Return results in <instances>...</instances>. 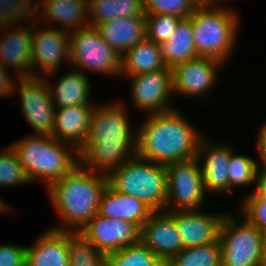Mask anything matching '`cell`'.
Wrapping results in <instances>:
<instances>
[{"label": "cell", "instance_id": "obj_1", "mask_svg": "<svg viewBox=\"0 0 266 266\" xmlns=\"http://www.w3.org/2000/svg\"><path fill=\"white\" fill-rule=\"evenodd\" d=\"M136 145L137 131L132 132L126 107L119 102L95 104L86 139L77 150L79 163L108 175L136 155Z\"/></svg>", "mask_w": 266, "mask_h": 266}, {"label": "cell", "instance_id": "obj_2", "mask_svg": "<svg viewBox=\"0 0 266 266\" xmlns=\"http://www.w3.org/2000/svg\"><path fill=\"white\" fill-rule=\"evenodd\" d=\"M147 117L137 129V156L165 166L197 157L203 135L181 111L175 108Z\"/></svg>", "mask_w": 266, "mask_h": 266}, {"label": "cell", "instance_id": "obj_3", "mask_svg": "<svg viewBox=\"0 0 266 266\" xmlns=\"http://www.w3.org/2000/svg\"><path fill=\"white\" fill-rule=\"evenodd\" d=\"M107 184L106 174L97 175L80 163L63 178L51 183L46 192L64 222V226H53L51 229L79 233L97 214L100 197Z\"/></svg>", "mask_w": 266, "mask_h": 266}, {"label": "cell", "instance_id": "obj_4", "mask_svg": "<svg viewBox=\"0 0 266 266\" xmlns=\"http://www.w3.org/2000/svg\"><path fill=\"white\" fill-rule=\"evenodd\" d=\"M66 145L68 143L61 142L50 135L31 134L10 146L24 166L30 182L42 180L47 188L79 164L77 150L72 145L70 147Z\"/></svg>", "mask_w": 266, "mask_h": 266}, {"label": "cell", "instance_id": "obj_5", "mask_svg": "<svg viewBox=\"0 0 266 266\" xmlns=\"http://www.w3.org/2000/svg\"><path fill=\"white\" fill-rule=\"evenodd\" d=\"M188 18L192 24L197 55L226 63L236 46L239 14L220 5L199 4Z\"/></svg>", "mask_w": 266, "mask_h": 266}, {"label": "cell", "instance_id": "obj_6", "mask_svg": "<svg viewBox=\"0 0 266 266\" xmlns=\"http://www.w3.org/2000/svg\"><path fill=\"white\" fill-rule=\"evenodd\" d=\"M108 184L117 192L133 196L153 211L165 210L167 171L165 165L135 155L108 175Z\"/></svg>", "mask_w": 266, "mask_h": 266}, {"label": "cell", "instance_id": "obj_7", "mask_svg": "<svg viewBox=\"0 0 266 266\" xmlns=\"http://www.w3.org/2000/svg\"><path fill=\"white\" fill-rule=\"evenodd\" d=\"M226 213L219 228L221 266H259L265 235L245 218Z\"/></svg>", "mask_w": 266, "mask_h": 266}, {"label": "cell", "instance_id": "obj_8", "mask_svg": "<svg viewBox=\"0 0 266 266\" xmlns=\"http://www.w3.org/2000/svg\"><path fill=\"white\" fill-rule=\"evenodd\" d=\"M70 62L81 72L88 69L111 76L121 73V55L92 26L70 33Z\"/></svg>", "mask_w": 266, "mask_h": 266}, {"label": "cell", "instance_id": "obj_9", "mask_svg": "<svg viewBox=\"0 0 266 266\" xmlns=\"http://www.w3.org/2000/svg\"><path fill=\"white\" fill-rule=\"evenodd\" d=\"M199 164L200 161L195 157L165 166L167 171L166 211L201 209L200 206L205 202L204 197H206L207 193L204 189L202 171Z\"/></svg>", "mask_w": 266, "mask_h": 266}, {"label": "cell", "instance_id": "obj_10", "mask_svg": "<svg viewBox=\"0 0 266 266\" xmlns=\"http://www.w3.org/2000/svg\"><path fill=\"white\" fill-rule=\"evenodd\" d=\"M17 80L14 95L18 92L21 98L25 120L36 132L34 134L50 135L54 127L56 107L44 77H23Z\"/></svg>", "mask_w": 266, "mask_h": 266}, {"label": "cell", "instance_id": "obj_11", "mask_svg": "<svg viewBox=\"0 0 266 266\" xmlns=\"http://www.w3.org/2000/svg\"><path fill=\"white\" fill-rule=\"evenodd\" d=\"M39 23L36 19L32 21L31 77H53L62 61L70 62V32L60 27L35 30ZM35 68H40L44 75L34 73Z\"/></svg>", "mask_w": 266, "mask_h": 266}, {"label": "cell", "instance_id": "obj_12", "mask_svg": "<svg viewBox=\"0 0 266 266\" xmlns=\"http://www.w3.org/2000/svg\"><path fill=\"white\" fill-rule=\"evenodd\" d=\"M132 80V102L146 115L164 113L175 109L169 102L172 88V71L170 68L155 70L144 74H136Z\"/></svg>", "mask_w": 266, "mask_h": 266}, {"label": "cell", "instance_id": "obj_13", "mask_svg": "<svg viewBox=\"0 0 266 266\" xmlns=\"http://www.w3.org/2000/svg\"><path fill=\"white\" fill-rule=\"evenodd\" d=\"M140 232L135 223L96 214L79 234L106 256L139 242Z\"/></svg>", "mask_w": 266, "mask_h": 266}, {"label": "cell", "instance_id": "obj_14", "mask_svg": "<svg viewBox=\"0 0 266 266\" xmlns=\"http://www.w3.org/2000/svg\"><path fill=\"white\" fill-rule=\"evenodd\" d=\"M223 63L210 57H196L171 69L173 93L187 97L203 96L216 84Z\"/></svg>", "mask_w": 266, "mask_h": 266}, {"label": "cell", "instance_id": "obj_15", "mask_svg": "<svg viewBox=\"0 0 266 266\" xmlns=\"http://www.w3.org/2000/svg\"><path fill=\"white\" fill-rule=\"evenodd\" d=\"M140 240L158 258L172 259L183 249L175 217L166 210L153 211L141 227Z\"/></svg>", "mask_w": 266, "mask_h": 266}, {"label": "cell", "instance_id": "obj_16", "mask_svg": "<svg viewBox=\"0 0 266 266\" xmlns=\"http://www.w3.org/2000/svg\"><path fill=\"white\" fill-rule=\"evenodd\" d=\"M210 142L204 135L200 140L197 152L200 162L203 158L201 171L205 192L228 194L230 193L229 159L234 148L222 142Z\"/></svg>", "mask_w": 266, "mask_h": 266}, {"label": "cell", "instance_id": "obj_17", "mask_svg": "<svg viewBox=\"0 0 266 266\" xmlns=\"http://www.w3.org/2000/svg\"><path fill=\"white\" fill-rule=\"evenodd\" d=\"M25 23L0 27L1 32L7 31L0 37V64L18 72V78L31 77L32 23Z\"/></svg>", "mask_w": 266, "mask_h": 266}, {"label": "cell", "instance_id": "obj_18", "mask_svg": "<svg viewBox=\"0 0 266 266\" xmlns=\"http://www.w3.org/2000/svg\"><path fill=\"white\" fill-rule=\"evenodd\" d=\"M183 248L207 245L219 238V228L225 214H206L201 210L173 211Z\"/></svg>", "mask_w": 266, "mask_h": 266}, {"label": "cell", "instance_id": "obj_19", "mask_svg": "<svg viewBox=\"0 0 266 266\" xmlns=\"http://www.w3.org/2000/svg\"><path fill=\"white\" fill-rule=\"evenodd\" d=\"M153 210L143 201L114 190L109 184L104 188L97 214L109 218L130 221L140 229Z\"/></svg>", "mask_w": 266, "mask_h": 266}, {"label": "cell", "instance_id": "obj_20", "mask_svg": "<svg viewBox=\"0 0 266 266\" xmlns=\"http://www.w3.org/2000/svg\"><path fill=\"white\" fill-rule=\"evenodd\" d=\"M95 105H74L56 108L51 137L78 150L86 139Z\"/></svg>", "mask_w": 266, "mask_h": 266}, {"label": "cell", "instance_id": "obj_21", "mask_svg": "<svg viewBox=\"0 0 266 266\" xmlns=\"http://www.w3.org/2000/svg\"><path fill=\"white\" fill-rule=\"evenodd\" d=\"M68 232L49 228L26 247V266H69Z\"/></svg>", "mask_w": 266, "mask_h": 266}, {"label": "cell", "instance_id": "obj_22", "mask_svg": "<svg viewBox=\"0 0 266 266\" xmlns=\"http://www.w3.org/2000/svg\"><path fill=\"white\" fill-rule=\"evenodd\" d=\"M38 1L36 20L61 23V30L74 32L88 28V1L85 0H41ZM42 11H41V9ZM41 15V16H40ZM40 17V18H39ZM43 18V19H42ZM46 18V20H45ZM64 28V29H63ZM70 31H69V30Z\"/></svg>", "mask_w": 266, "mask_h": 266}, {"label": "cell", "instance_id": "obj_23", "mask_svg": "<svg viewBox=\"0 0 266 266\" xmlns=\"http://www.w3.org/2000/svg\"><path fill=\"white\" fill-rule=\"evenodd\" d=\"M103 40L121 57L138 42L146 38L145 17H121L95 26Z\"/></svg>", "mask_w": 266, "mask_h": 266}, {"label": "cell", "instance_id": "obj_24", "mask_svg": "<svg viewBox=\"0 0 266 266\" xmlns=\"http://www.w3.org/2000/svg\"><path fill=\"white\" fill-rule=\"evenodd\" d=\"M72 69L56 81V86H52L51 82L44 78L56 108L74 105H93L89 102L92 86H90L91 84L85 74L86 72Z\"/></svg>", "mask_w": 266, "mask_h": 266}, {"label": "cell", "instance_id": "obj_25", "mask_svg": "<svg viewBox=\"0 0 266 266\" xmlns=\"http://www.w3.org/2000/svg\"><path fill=\"white\" fill-rule=\"evenodd\" d=\"M158 46L161 58L170 69L187 60L199 57L195 50L194 34L189 18L181 19L171 37Z\"/></svg>", "mask_w": 266, "mask_h": 266}, {"label": "cell", "instance_id": "obj_26", "mask_svg": "<svg viewBox=\"0 0 266 266\" xmlns=\"http://www.w3.org/2000/svg\"><path fill=\"white\" fill-rule=\"evenodd\" d=\"M166 67L161 58L158 44L146 37L121 57L120 75L133 76L165 69Z\"/></svg>", "mask_w": 266, "mask_h": 266}, {"label": "cell", "instance_id": "obj_27", "mask_svg": "<svg viewBox=\"0 0 266 266\" xmlns=\"http://www.w3.org/2000/svg\"><path fill=\"white\" fill-rule=\"evenodd\" d=\"M89 25L121 17H145L143 0H89Z\"/></svg>", "mask_w": 266, "mask_h": 266}, {"label": "cell", "instance_id": "obj_28", "mask_svg": "<svg viewBox=\"0 0 266 266\" xmlns=\"http://www.w3.org/2000/svg\"><path fill=\"white\" fill-rule=\"evenodd\" d=\"M173 266H221L219 238L210 244L183 248L171 259Z\"/></svg>", "mask_w": 266, "mask_h": 266}, {"label": "cell", "instance_id": "obj_29", "mask_svg": "<svg viewBox=\"0 0 266 266\" xmlns=\"http://www.w3.org/2000/svg\"><path fill=\"white\" fill-rule=\"evenodd\" d=\"M69 266H106V256L81 234L68 232Z\"/></svg>", "mask_w": 266, "mask_h": 266}, {"label": "cell", "instance_id": "obj_30", "mask_svg": "<svg viewBox=\"0 0 266 266\" xmlns=\"http://www.w3.org/2000/svg\"><path fill=\"white\" fill-rule=\"evenodd\" d=\"M158 257L139 242L106 255V266H150Z\"/></svg>", "mask_w": 266, "mask_h": 266}, {"label": "cell", "instance_id": "obj_31", "mask_svg": "<svg viewBox=\"0 0 266 266\" xmlns=\"http://www.w3.org/2000/svg\"><path fill=\"white\" fill-rule=\"evenodd\" d=\"M233 151L229 159L228 178L230 181V193L233 187L244 185H255L258 161L253 157L234 154Z\"/></svg>", "mask_w": 266, "mask_h": 266}, {"label": "cell", "instance_id": "obj_32", "mask_svg": "<svg viewBox=\"0 0 266 266\" xmlns=\"http://www.w3.org/2000/svg\"><path fill=\"white\" fill-rule=\"evenodd\" d=\"M37 6L38 2L32 0H0V27L20 22L22 25V20L32 22L36 19Z\"/></svg>", "mask_w": 266, "mask_h": 266}, {"label": "cell", "instance_id": "obj_33", "mask_svg": "<svg viewBox=\"0 0 266 266\" xmlns=\"http://www.w3.org/2000/svg\"><path fill=\"white\" fill-rule=\"evenodd\" d=\"M5 149L0 152V187L31 183L11 146Z\"/></svg>", "mask_w": 266, "mask_h": 266}, {"label": "cell", "instance_id": "obj_34", "mask_svg": "<svg viewBox=\"0 0 266 266\" xmlns=\"http://www.w3.org/2000/svg\"><path fill=\"white\" fill-rule=\"evenodd\" d=\"M145 14L174 15L182 19L192 15L197 0H143Z\"/></svg>", "mask_w": 266, "mask_h": 266}, {"label": "cell", "instance_id": "obj_35", "mask_svg": "<svg viewBox=\"0 0 266 266\" xmlns=\"http://www.w3.org/2000/svg\"><path fill=\"white\" fill-rule=\"evenodd\" d=\"M146 37L157 44L166 42L182 19L174 15L145 14Z\"/></svg>", "mask_w": 266, "mask_h": 266}, {"label": "cell", "instance_id": "obj_36", "mask_svg": "<svg viewBox=\"0 0 266 266\" xmlns=\"http://www.w3.org/2000/svg\"><path fill=\"white\" fill-rule=\"evenodd\" d=\"M242 203L240 211L242 217L266 236V201L249 193Z\"/></svg>", "mask_w": 266, "mask_h": 266}, {"label": "cell", "instance_id": "obj_37", "mask_svg": "<svg viewBox=\"0 0 266 266\" xmlns=\"http://www.w3.org/2000/svg\"><path fill=\"white\" fill-rule=\"evenodd\" d=\"M0 266H26V247L16 244L0 245Z\"/></svg>", "mask_w": 266, "mask_h": 266}, {"label": "cell", "instance_id": "obj_38", "mask_svg": "<svg viewBox=\"0 0 266 266\" xmlns=\"http://www.w3.org/2000/svg\"><path fill=\"white\" fill-rule=\"evenodd\" d=\"M8 72H10L8 68L0 64V98L1 96L11 97V95H14V87L17 81Z\"/></svg>", "mask_w": 266, "mask_h": 266}, {"label": "cell", "instance_id": "obj_39", "mask_svg": "<svg viewBox=\"0 0 266 266\" xmlns=\"http://www.w3.org/2000/svg\"><path fill=\"white\" fill-rule=\"evenodd\" d=\"M256 186L254 191L252 193L262 200L266 201V169H260V166H258L257 173H256V180H255Z\"/></svg>", "mask_w": 266, "mask_h": 266}, {"label": "cell", "instance_id": "obj_40", "mask_svg": "<svg viewBox=\"0 0 266 266\" xmlns=\"http://www.w3.org/2000/svg\"><path fill=\"white\" fill-rule=\"evenodd\" d=\"M257 151H258V157L261 159V167L266 169V122L262 124V127L258 133L257 138Z\"/></svg>", "mask_w": 266, "mask_h": 266}, {"label": "cell", "instance_id": "obj_41", "mask_svg": "<svg viewBox=\"0 0 266 266\" xmlns=\"http://www.w3.org/2000/svg\"><path fill=\"white\" fill-rule=\"evenodd\" d=\"M150 266H173L171 259L157 258Z\"/></svg>", "mask_w": 266, "mask_h": 266}, {"label": "cell", "instance_id": "obj_42", "mask_svg": "<svg viewBox=\"0 0 266 266\" xmlns=\"http://www.w3.org/2000/svg\"><path fill=\"white\" fill-rule=\"evenodd\" d=\"M259 266H266V237L264 239L263 247L261 250V259Z\"/></svg>", "mask_w": 266, "mask_h": 266}, {"label": "cell", "instance_id": "obj_43", "mask_svg": "<svg viewBox=\"0 0 266 266\" xmlns=\"http://www.w3.org/2000/svg\"><path fill=\"white\" fill-rule=\"evenodd\" d=\"M197 1H198V4L200 5H219L218 2H220L219 0H197Z\"/></svg>", "mask_w": 266, "mask_h": 266}, {"label": "cell", "instance_id": "obj_44", "mask_svg": "<svg viewBox=\"0 0 266 266\" xmlns=\"http://www.w3.org/2000/svg\"><path fill=\"white\" fill-rule=\"evenodd\" d=\"M8 204L4 203L2 200H0V214H4L6 213L7 211H11V207H9V205L7 206Z\"/></svg>", "mask_w": 266, "mask_h": 266}]
</instances>
